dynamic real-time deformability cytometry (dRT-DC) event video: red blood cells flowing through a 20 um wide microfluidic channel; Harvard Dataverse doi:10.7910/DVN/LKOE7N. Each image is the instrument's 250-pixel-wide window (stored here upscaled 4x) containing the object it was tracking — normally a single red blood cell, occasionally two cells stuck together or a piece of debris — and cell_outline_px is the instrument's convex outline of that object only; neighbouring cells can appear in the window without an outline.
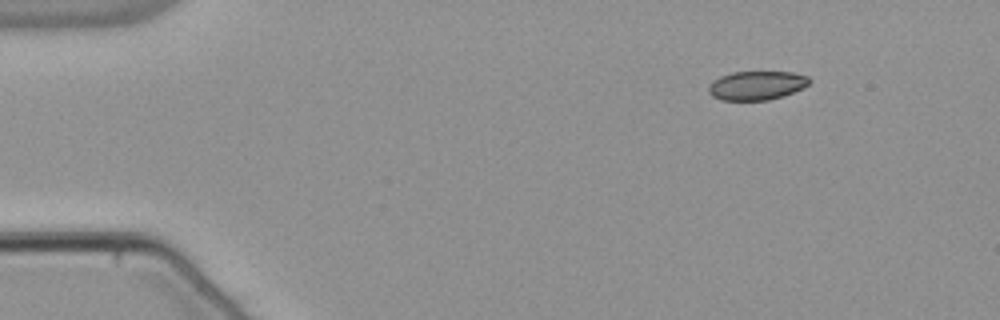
{"species": "common noctule bat (a hibernating species)", "species_latin": "Nyctalus noctula", "temperature_condition": "warm", "stored_images_in_passage": 48, "camera_frame_rate_fps": 3000, "um_per_image_px": 0.085, "animal": {"sex": "male", "body_mass_g": 21.5, "forearm_length_mm": 52.0}, "frame": {"image": 1, "passage_image": 1, "time_ms": 0.0, "image_size_px": [1000, 320], "cell_outline_px": [[812, 80], [808, 84], [784, 96], [768, 100], [720, 100], [712, 96], [708, 92], [708, 88], [712, 80], [720, 76], [732, 72], [792, 72], [808, 76]], "centroid_in_image_um": [64.29, 7.26], "position_along_channel_um": 20.7, "area_um2": 16.99}}
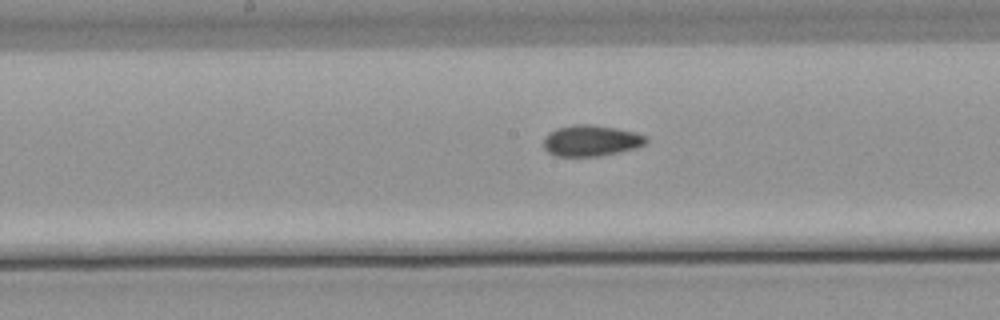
{"frame": {"image": 2, "passage_image": 22, "time_ms": 7.0, "image_size_px": [1000, 320], "cell_outline_px": [[648, 140], [644, 144], [636, 148], [620, 152], [600, 156], [556, 156], [548, 152], [544, 148], [544, 136], [548, 132], [556, 128], [572, 124], [592, 124], [616, 128], [636, 132], [644, 136]], "centroid_in_image_um": [50.21, 11.95], "position_along_channel_um": 198.0, "area_um2": 18.73}}
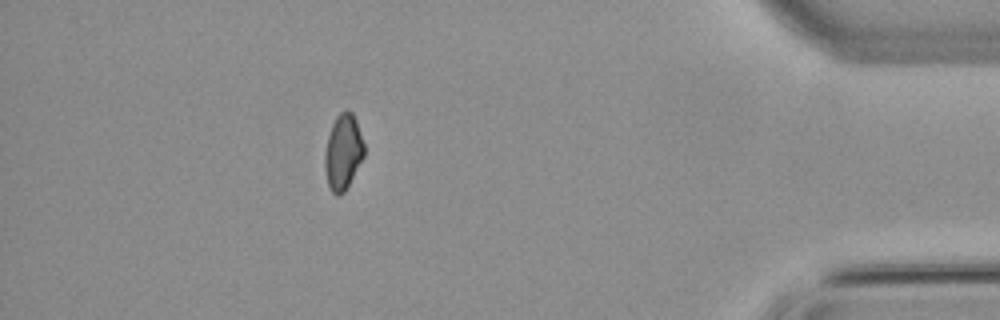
{"frame": {"image": 3, "passage_image": 42, "time_ms": 13.667, "image_size_px": [1000, 320], "cell_outline_px": [[364, 156], [344, 192], [340, 196], [336, 196], [332, 192], [328, 184], [324, 168], [324, 156], [328, 136], [332, 124], [336, 116], [340, 112], [352, 112], [356, 120], [364, 144]], "centroid_in_image_um": [29.15, 12.94], "position_along_channel_um": 406.1, "area_um2": 17.11}, "authors_computed_cell_mechanics": {"area_um2": 18.0914, "velocity_mm_per_s": 3.8424, "shape_relaxation_time_tau1_ms": 9.2577, "shape_relaxation_time_tau2_ms": 3.905, "deformation_change_tau1": 0.1474, "deformation_change_tau2": 0.0558}}